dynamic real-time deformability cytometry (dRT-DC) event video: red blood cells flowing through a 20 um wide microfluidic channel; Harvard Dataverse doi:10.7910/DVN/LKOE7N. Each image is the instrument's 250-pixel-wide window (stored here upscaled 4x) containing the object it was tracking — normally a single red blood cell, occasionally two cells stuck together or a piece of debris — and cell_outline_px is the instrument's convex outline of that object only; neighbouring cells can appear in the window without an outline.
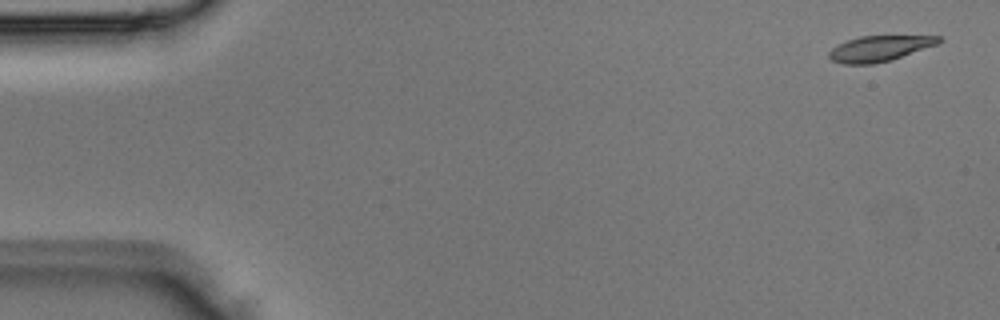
{"species": "Egyptian fruit bat (a non-hibernating species)", "species_latin": "Rousettus aegyptiacus", "temperature_condition": "room temperature", "stored_images_in_passage": 3, "camera_frame_rate_fps": 3000, "um_per_image_px": 0.085, "animal": {"sex": "male"}, "frame": {"image": 1, "passage_image": 1, "time_ms": 0.0, "image_size_px": [1000, 320], "cell_outline_px": [[944, 40], [940, 44], [892, 60], [872, 64], [844, 64], [832, 60], [828, 56], [828, 52], [832, 48], [848, 40], [860, 36], [940, 36]], "centroid_in_image_um": [74.82, 4.12], "position_along_channel_um": 10.2, "area_um2": 16.47}}